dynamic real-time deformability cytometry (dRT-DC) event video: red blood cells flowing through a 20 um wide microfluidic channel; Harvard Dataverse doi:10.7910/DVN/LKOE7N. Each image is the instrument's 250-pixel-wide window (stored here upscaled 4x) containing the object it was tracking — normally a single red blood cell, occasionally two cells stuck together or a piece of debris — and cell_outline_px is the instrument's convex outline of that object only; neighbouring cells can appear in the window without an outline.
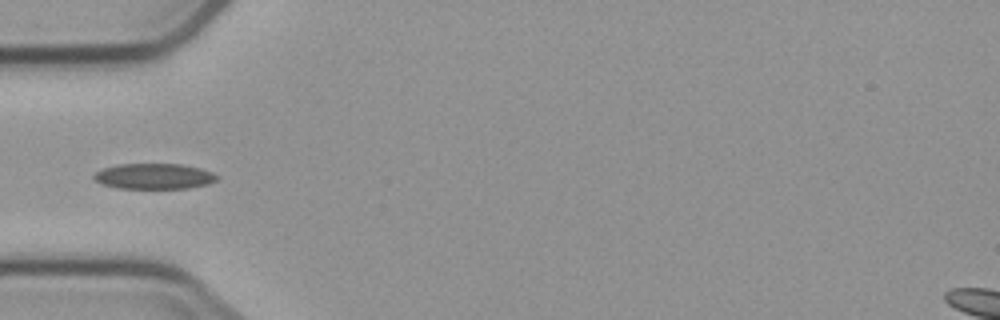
{"species": "common noctule bat (a hibernating species)", "species_latin": "Nyctalus noctula", "temperature_condition": "cold", "stored_images_in_passage": 8, "camera_frame_rate_fps": 3000, "um_per_image_px": 0.085, "animal": {"sex": "male", "body_mass_g": 23.1, "forearm_length_mm": 52.7}, "frame": {"image": 1, "passage_image": 5, "time_ms": 5.667, "image_size_px": [1000, 320], "cell_outline_px": [[220, 176], [216, 180], [208, 184], [188, 188], [116, 188], [100, 184], [92, 176], [96, 172], [104, 168], [116, 164], [180, 164], [200, 168], [212, 172]], "centroid_in_image_um": [13.09, 14.98], "position_along_channel_um": 71.9, "area_um2": 18.38}}
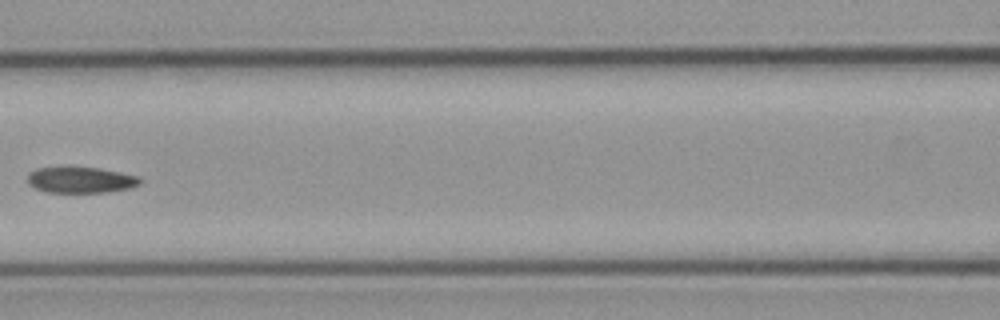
{"frame": {"image": 2, "passage_image": 7, "time_ms": 8.0, "image_size_px": [1000, 320], "cell_outline_px": [[144, 180], [140, 184], [132, 188], [108, 192], [48, 192], [36, 188], [28, 184], [28, 172], [36, 168], [64, 164], [68, 164], [100, 168], [140, 176]], "centroid_in_image_um": [6.86, 15.24], "position_along_channel_um": 159.7, "area_um2": 18.03}}
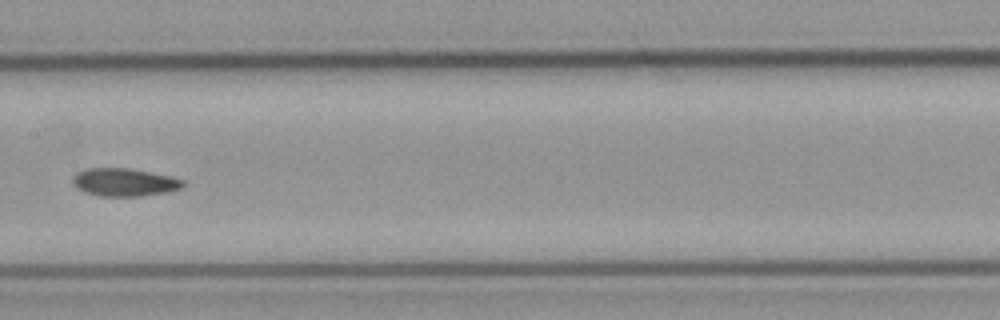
{"frame": {"image": 3, "passage_image": 8, "time_ms": 9.0, "image_size_px": [1000, 320], "cell_outline_px": [[184, 184], [180, 188], [168, 192], [140, 196], [100, 196], [84, 192], [76, 188], [72, 184], [72, 176], [76, 172], [84, 168], [128, 168], [172, 176], [184, 180]], "centroid_in_image_um": [10.52, 15.48], "position_along_channel_um": 196.9, "area_um2": 18.15}}